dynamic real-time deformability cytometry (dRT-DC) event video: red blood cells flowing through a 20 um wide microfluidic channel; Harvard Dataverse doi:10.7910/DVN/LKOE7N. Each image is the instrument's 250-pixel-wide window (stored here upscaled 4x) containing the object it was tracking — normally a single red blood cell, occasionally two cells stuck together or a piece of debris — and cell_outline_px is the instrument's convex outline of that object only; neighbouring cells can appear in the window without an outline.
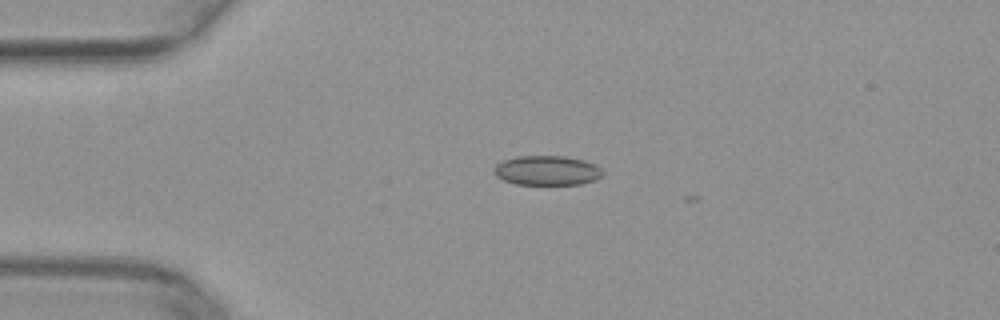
{"species": "common noctule bat (a hibernating species)", "species_latin": "Nyctalus noctula", "temperature_condition": "warm", "stored_images_in_passage": 3, "camera_frame_rate_fps": 3000, "um_per_image_px": 0.085, "animal": {"sex": "female", "body_mass_g": 29.2, "forearm_length_mm": 56.3}, "frame": {"image": 1, "passage_image": 1, "time_ms": 0.0, "image_size_px": [1000, 320], "cell_outline_px": [[604, 176], [596, 180], [580, 184], [516, 184], [504, 180], [496, 176], [492, 172], [492, 168], [496, 164], [504, 160], [516, 156], [564, 156], [584, 160], [596, 164], [604, 172]], "centroid_in_image_um": [46.51, 14.49], "position_along_channel_um": 38.5, "area_um2": 18.96}}